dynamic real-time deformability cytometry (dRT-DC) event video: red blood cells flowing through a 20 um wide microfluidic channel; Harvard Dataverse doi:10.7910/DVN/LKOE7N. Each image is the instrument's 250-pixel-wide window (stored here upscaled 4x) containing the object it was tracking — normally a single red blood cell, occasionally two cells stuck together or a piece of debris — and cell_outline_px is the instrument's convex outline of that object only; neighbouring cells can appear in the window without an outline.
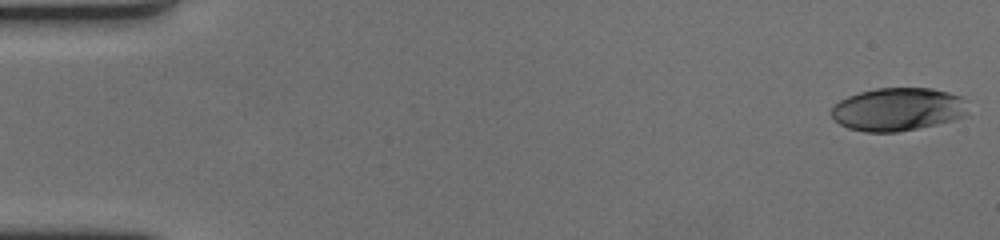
{"species": "human", "species_latin": "Homo sapiens", "temperature_condition": "cold", "stored_images_in_passage": 61, "camera_frame_rate_fps": 3000, "um_per_image_px": 0.085, "donor": {"sex": "female"}, "frame": {"image": 1, "passage_image": 1, "time_ms": 0.0, "image_size_px": [1000, 240], "cell_outline_px": [[972, 100], [968, 116], [956, 120], [896, 132], [864, 132], [848, 128], [840, 124], [828, 112], [840, 100], [848, 96], [860, 92], [876, 88], [932, 88], [948, 92]], "centroid_in_image_um": [76.42, 9.28], "position_along_channel_um": 8.6, "area_um2": 34.97}}
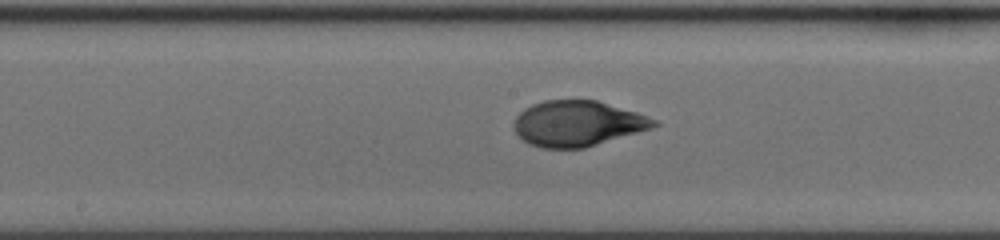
{"frame": {"image": 2, "passage_image": 32, "time_ms": 10.333, "image_size_px": [1000, 240], "cell_outline_px": [[660, 124], [652, 128], [584, 148], [540, 148], [528, 144], [512, 128], [512, 124], [516, 116], [524, 108], [532, 104], [544, 100], [596, 100], [636, 112], [656, 120]], "centroid_in_image_um": [49.05, 10.5], "position_along_channel_um": 199.2, "area_um2": 37.11}}
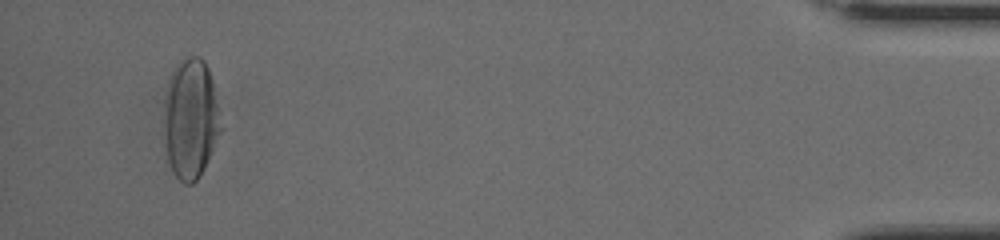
{"frame": {"image": 3, "passage_image": 58, "time_ms": 19.0, "image_size_px": [1000, 240], "cell_outline_px": [[220, 128], [204, 168], [200, 176], [192, 184], [184, 184], [172, 172], [168, 160], [164, 136], [164, 104], [168, 80], [172, 68], [184, 56], [200, 56], [204, 60], [208, 68], [212, 84], [216, 104]], "centroid_in_image_um": [16.14, 10.06], "position_along_channel_um": 419.1, "area_um2": 39.19}, "authors_computed_cell_mechanics": {"area_um2": 36.992, "velocity_mm_per_s": 3.3965, "shape_relaxation_time_tau1_ms": 4.7977, "shape_relaxation_time_tau2_ms": 0.761, "deformation_change_tau1": 0.2184, "deformation_change_tau2": 0.048}}